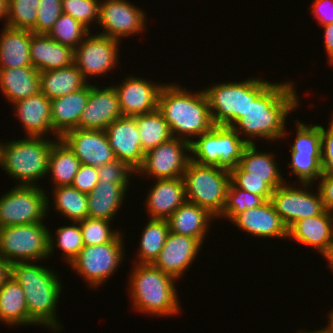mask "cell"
Listing matches in <instances>:
<instances>
[{
  "label": "cell",
  "mask_w": 333,
  "mask_h": 333,
  "mask_svg": "<svg viewBox=\"0 0 333 333\" xmlns=\"http://www.w3.org/2000/svg\"><path fill=\"white\" fill-rule=\"evenodd\" d=\"M298 98L292 82L271 83L253 102L249 101L244 116L232 127L240 136L246 135L248 144H255L252 139L256 136L271 142L283 139L287 137V116L298 108Z\"/></svg>",
  "instance_id": "obj_1"
},
{
  "label": "cell",
  "mask_w": 333,
  "mask_h": 333,
  "mask_svg": "<svg viewBox=\"0 0 333 333\" xmlns=\"http://www.w3.org/2000/svg\"><path fill=\"white\" fill-rule=\"evenodd\" d=\"M189 92L177 83L164 84L158 95L157 110L165 118L173 137L191 143L209 132L214 124L204 90Z\"/></svg>",
  "instance_id": "obj_2"
},
{
  "label": "cell",
  "mask_w": 333,
  "mask_h": 333,
  "mask_svg": "<svg viewBox=\"0 0 333 333\" xmlns=\"http://www.w3.org/2000/svg\"><path fill=\"white\" fill-rule=\"evenodd\" d=\"M56 273L49 267L34 264L33 261L11 264V277L24 291L28 316L37 325L58 332L63 326L56 316L62 285Z\"/></svg>",
  "instance_id": "obj_3"
},
{
  "label": "cell",
  "mask_w": 333,
  "mask_h": 333,
  "mask_svg": "<svg viewBox=\"0 0 333 333\" xmlns=\"http://www.w3.org/2000/svg\"><path fill=\"white\" fill-rule=\"evenodd\" d=\"M130 275L129 297L132 306L142 313L156 316H173L180 310L177 279L164 273L153 264H136ZM131 290V291H130Z\"/></svg>",
  "instance_id": "obj_4"
},
{
  "label": "cell",
  "mask_w": 333,
  "mask_h": 333,
  "mask_svg": "<svg viewBox=\"0 0 333 333\" xmlns=\"http://www.w3.org/2000/svg\"><path fill=\"white\" fill-rule=\"evenodd\" d=\"M19 140L2 142L0 166L19 185L36 186L37 180L48 174L51 148L55 140L41 136H25ZM46 138V139H45Z\"/></svg>",
  "instance_id": "obj_5"
},
{
  "label": "cell",
  "mask_w": 333,
  "mask_h": 333,
  "mask_svg": "<svg viewBox=\"0 0 333 333\" xmlns=\"http://www.w3.org/2000/svg\"><path fill=\"white\" fill-rule=\"evenodd\" d=\"M270 84V81L248 78L240 82L217 83L206 88L204 93L213 124L232 127L244 116L249 101L253 102Z\"/></svg>",
  "instance_id": "obj_6"
},
{
  "label": "cell",
  "mask_w": 333,
  "mask_h": 333,
  "mask_svg": "<svg viewBox=\"0 0 333 333\" xmlns=\"http://www.w3.org/2000/svg\"><path fill=\"white\" fill-rule=\"evenodd\" d=\"M186 200L207 209L217 219L226 202L230 171L190 160L183 175Z\"/></svg>",
  "instance_id": "obj_7"
},
{
  "label": "cell",
  "mask_w": 333,
  "mask_h": 333,
  "mask_svg": "<svg viewBox=\"0 0 333 333\" xmlns=\"http://www.w3.org/2000/svg\"><path fill=\"white\" fill-rule=\"evenodd\" d=\"M245 139L231 126L214 125L190 143L191 160L200 165L217 166L231 171L240 163Z\"/></svg>",
  "instance_id": "obj_8"
},
{
  "label": "cell",
  "mask_w": 333,
  "mask_h": 333,
  "mask_svg": "<svg viewBox=\"0 0 333 333\" xmlns=\"http://www.w3.org/2000/svg\"><path fill=\"white\" fill-rule=\"evenodd\" d=\"M49 230L41 223L0 228V257L10 265L49 258Z\"/></svg>",
  "instance_id": "obj_9"
},
{
  "label": "cell",
  "mask_w": 333,
  "mask_h": 333,
  "mask_svg": "<svg viewBox=\"0 0 333 333\" xmlns=\"http://www.w3.org/2000/svg\"><path fill=\"white\" fill-rule=\"evenodd\" d=\"M36 186L15 185L0 197V228L43 222L48 213L49 194Z\"/></svg>",
  "instance_id": "obj_10"
},
{
  "label": "cell",
  "mask_w": 333,
  "mask_h": 333,
  "mask_svg": "<svg viewBox=\"0 0 333 333\" xmlns=\"http://www.w3.org/2000/svg\"><path fill=\"white\" fill-rule=\"evenodd\" d=\"M120 232L111 242L101 245L84 246L70 263L73 271L83 276L90 287H99L114 274L122 263L125 248L123 233ZM101 284V285H100Z\"/></svg>",
  "instance_id": "obj_11"
},
{
  "label": "cell",
  "mask_w": 333,
  "mask_h": 333,
  "mask_svg": "<svg viewBox=\"0 0 333 333\" xmlns=\"http://www.w3.org/2000/svg\"><path fill=\"white\" fill-rule=\"evenodd\" d=\"M297 134L291 145V162L289 171L301 184H312L323 174L321 167L322 126L306 125L297 119Z\"/></svg>",
  "instance_id": "obj_12"
},
{
  "label": "cell",
  "mask_w": 333,
  "mask_h": 333,
  "mask_svg": "<svg viewBox=\"0 0 333 333\" xmlns=\"http://www.w3.org/2000/svg\"><path fill=\"white\" fill-rule=\"evenodd\" d=\"M187 152H190V142L172 137L146 151L143 164L136 173L152 176L156 180L183 177L191 160V154Z\"/></svg>",
  "instance_id": "obj_13"
},
{
  "label": "cell",
  "mask_w": 333,
  "mask_h": 333,
  "mask_svg": "<svg viewBox=\"0 0 333 333\" xmlns=\"http://www.w3.org/2000/svg\"><path fill=\"white\" fill-rule=\"evenodd\" d=\"M120 41L101 34L89 33L74 49L73 64L81 71L87 82L89 76H102L118 66Z\"/></svg>",
  "instance_id": "obj_14"
},
{
  "label": "cell",
  "mask_w": 333,
  "mask_h": 333,
  "mask_svg": "<svg viewBox=\"0 0 333 333\" xmlns=\"http://www.w3.org/2000/svg\"><path fill=\"white\" fill-rule=\"evenodd\" d=\"M303 188L284 183L275 190L271 202L288 229L297 221L321 214L325 209L318 188L316 194L309 192L312 184H301ZM307 188V189H306Z\"/></svg>",
  "instance_id": "obj_15"
},
{
  "label": "cell",
  "mask_w": 333,
  "mask_h": 333,
  "mask_svg": "<svg viewBox=\"0 0 333 333\" xmlns=\"http://www.w3.org/2000/svg\"><path fill=\"white\" fill-rule=\"evenodd\" d=\"M103 2V3H102ZM146 15L127 0H101L98 24L101 35L120 40L145 31Z\"/></svg>",
  "instance_id": "obj_16"
},
{
  "label": "cell",
  "mask_w": 333,
  "mask_h": 333,
  "mask_svg": "<svg viewBox=\"0 0 333 333\" xmlns=\"http://www.w3.org/2000/svg\"><path fill=\"white\" fill-rule=\"evenodd\" d=\"M61 139L73 151L80 164L99 167L116 160L104 130L72 129Z\"/></svg>",
  "instance_id": "obj_17"
},
{
  "label": "cell",
  "mask_w": 333,
  "mask_h": 333,
  "mask_svg": "<svg viewBox=\"0 0 333 333\" xmlns=\"http://www.w3.org/2000/svg\"><path fill=\"white\" fill-rule=\"evenodd\" d=\"M104 88L90 84L87 106L81 114L77 129L105 131L113 121L123 116L114 86Z\"/></svg>",
  "instance_id": "obj_18"
},
{
  "label": "cell",
  "mask_w": 333,
  "mask_h": 333,
  "mask_svg": "<svg viewBox=\"0 0 333 333\" xmlns=\"http://www.w3.org/2000/svg\"><path fill=\"white\" fill-rule=\"evenodd\" d=\"M110 147L117 160L137 171L143 164L145 152L141 147L135 117L122 116L105 130Z\"/></svg>",
  "instance_id": "obj_19"
},
{
  "label": "cell",
  "mask_w": 333,
  "mask_h": 333,
  "mask_svg": "<svg viewBox=\"0 0 333 333\" xmlns=\"http://www.w3.org/2000/svg\"><path fill=\"white\" fill-rule=\"evenodd\" d=\"M164 84L129 75L120 85H114L123 116H138L157 110L158 95Z\"/></svg>",
  "instance_id": "obj_20"
},
{
  "label": "cell",
  "mask_w": 333,
  "mask_h": 333,
  "mask_svg": "<svg viewBox=\"0 0 333 333\" xmlns=\"http://www.w3.org/2000/svg\"><path fill=\"white\" fill-rule=\"evenodd\" d=\"M201 246L196 238L169 232L153 265L178 280L194 262Z\"/></svg>",
  "instance_id": "obj_21"
},
{
  "label": "cell",
  "mask_w": 333,
  "mask_h": 333,
  "mask_svg": "<svg viewBox=\"0 0 333 333\" xmlns=\"http://www.w3.org/2000/svg\"><path fill=\"white\" fill-rule=\"evenodd\" d=\"M231 222L251 236L288 238V227L277 214L270 200L237 214Z\"/></svg>",
  "instance_id": "obj_22"
},
{
  "label": "cell",
  "mask_w": 333,
  "mask_h": 333,
  "mask_svg": "<svg viewBox=\"0 0 333 333\" xmlns=\"http://www.w3.org/2000/svg\"><path fill=\"white\" fill-rule=\"evenodd\" d=\"M288 238L313 247L325 258L333 249V213L324 210L295 222L288 229Z\"/></svg>",
  "instance_id": "obj_23"
},
{
  "label": "cell",
  "mask_w": 333,
  "mask_h": 333,
  "mask_svg": "<svg viewBox=\"0 0 333 333\" xmlns=\"http://www.w3.org/2000/svg\"><path fill=\"white\" fill-rule=\"evenodd\" d=\"M146 198L150 219L167 220L187 201L183 177L157 180Z\"/></svg>",
  "instance_id": "obj_24"
},
{
  "label": "cell",
  "mask_w": 333,
  "mask_h": 333,
  "mask_svg": "<svg viewBox=\"0 0 333 333\" xmlns=\"http://www.w3.org/2000/svg\"><path fill=\"white\" fill-rule=\"evenodd\" d=\"M273 155L257 151L256 144H248L243 150L239 165L230 171V177L265 178V182L275 190L287 181L282 177Z\"/></svg>",
  "instance_id": "obj_25"
},
{
  "label": "cell",
  "mask_w": 333,
  "mask_h": 333,
  "mask_svg": "<svg viewBox=\"0 0 333 333\" xmlns=\"http://www.w3.org/2000/svg\"><path fill=\"white\" fill-rule=\"evenodd\" d=\"M16 117L20 120L28 136L44 137L54 135L51 118V101L45 94L38 92L13 103Z\"/></svg>",
  "instance_id": "obj_26"
},
{
  "label": "cell",
  "mask_w": 333,
  "mask_h": 333,
  "mask_svg": "<svg viewBox=\"0 0 333 333\" xmlns=\"http://www.w3.org/2000/svg\"><path fill=\"white\" fill-rule=\"evenodd\" d=\"M90 94V83L71 94L51 101L52 128L56 139L78 126Z\"/></svg>",
  "instance_id": "obj_27"
},
{
  "label": "cell",
  "mask_w": 333,
  "mask_h": 333,
  "mask_svg": "<svg viewBox=\"0 0 333 333\" xmlns=\"http://www.w3.org/2000/svg\"><path fill=\"white\" fill-rule=\"evenodd\" d=\"M74 49L62 45L47 34L31 31L30 59L39 72L69 67L73 64Z\"/></svg>",
  "instance_id": "obj_28"
},
{
  "label": "cell",
  "mask_w": 333,
  "mask_h": 333,
  "mask_svg": "<svg viewBox=\"0 0 333 333\" xmlns=\"http://www.w3.org/2000/svg\"><path fill=\"white\" fill-rule=\"evenodd\" d=\"M213 219L216 217L207 209L186 201L167 221L170 232L196 238L202 244Z\"/></svg>",
  "instance_id": "obj_29"
},
{
  "label": "cell",
  "mask_w": 333,
  "mask_h": 333,
  "mask_svg": "<svg viewBox=\"0 0 333 333\" xmlns=\"http://www.w3.org/2000/svg\"><path fill=\"white\" fill-rule=\"evenodd\" d=\"M31 31L4 25L0 35V69L32 66Z\"/></svg>",
  "instance_id": "obj_30"
},
{
  "label": "cell",
  "mask_w": 333,
  "mask_h": 333,
  "mask_svg": "<svg viewBox=\"0 0 333 333\" xmlns=\"http://www.w3.org/2000/svg\"><path fill=\"white\" fill-rule=\"evenodd\" d=\"M0 88L13 104L40 92V72L33 66L0 69Z\"/></svg>",
  "instance_id": "obj_31"
},
{
  "label": "cell",
  "mask_w": 333,
  "mask_h": 333,
  "mask_svg": "<svg viewBox=\"0 0 333 333\" xmlns=\"http://www.w3.org/2000/svg\"><path fill=\"white\" fill-rule=\"evenodd\" d=\"M129 184L101 183L87 194L88 217L113 221L122 206Z\"/></svg>",
  "instance_id": "obj_32"
},
{
  "label": "cell",
  "mask_w": 333,
  "mask_h": 333,
  "mask_svg": "<svg viewBox=\"0 0 333 333\" xmlns=\"http://www.w3.org/2000/svg\"><path fill=\"white\" fill-rule=\"evenodd\" d=\"M0 322L19 326L37 325L29 316L24 291L21 285L9 277L0 288Z\"/></svg>",
  "instance_id": "obj_33"
},
{
  "label": "cell",
  "mask_w": 333,
  "mask_h": 333,
  "mask_svg": "<svg viewBox=\"0 0 333 333\" xmlns=\"http://www.w3.org/2000/svg\"><path fill=\"white\" fill-rule=\"evenodd\" d=\"M88 82L81 71L72 64L69 67L40 72V92L49 100L71 94L83 88Z\"/></svg>",
  "instance_id": "obj_34"
},
{
  "label": "cell",
  "mask_w": 333,
  "mask_h": 333,
  "mask_svg": "<svg viewBox=\"0 0 333 333\" xmlns=\"http://www.w3.org/2000/svg\"><path fill=\"white\" fill-rule=\"evenodd\" d=\"M79 166L80 161L73 151L61 138L57 139L52 145L48 163L54 187L71 186Z\"/></svg>",
  "instance_id": "obj_35"
},
{
  "label": "cell",
  "mask_w": 333,
  "mask_h": 333,
  "mask_svg": "<svg viewBox=\"0 0 333 333\" xmlns=\"http://www.w3.org/2000/svg\"><path fill=\"white\" fill-rule=\"evenodd\" d=\"M141 234L136 264H153L158 258L166 238L169 224L167 220L149 219Z\"/></svg>",
  "instance_id": "obj_36"
},
{
  "label": "cell",
  "mask_w": 333,
  "mask_h": 333,
  "mask_svg": "<svg viewBox=\"0 0 333 333\" xmlns=\"http://www.w3.org/2000/svg\"><path fill=\"white\" fill-rule=\"evenodd\" d=\"M144 152L170 140L173 136L163 115L155 110L151 113L134 116Z\"/></svg>",
  "instance_id": "obj_37"
},
{
  "label": "cell",
  "mask_w": 333,
  "mask_h": 333,
  "mask_svg": "<svg viewBox=\"0 0 333 333\" xmlns=\"http://www.w3.org/2000/svg\"><path fill=\"white\" fill-rule=\"evenodd\" d=\"M55 208L71 222H80L88 217V197L72 186L53 188Z\"/></svg>",
  "instance_id": "obj_38"
},
{
  "label": "cell",
  "mask_w": 333,
  "mask_h": 333,
  "mask_svg": "<svg viewBox=\"0 0 333 333\" xmlns=\"http://www.w3.org/2000/svg\"><path fill=\"white\" fill-rule=\"evenodd\" d=\"M49 232V256L54 253V246L59 247L64 253L63 258L65 257L67 264L71 263L72 260L78 255L81 249L84 247L81 229L79 227V222H74L70 226H61L55 230V236H51ZM56 239V243L54 240ZM56 244V245H55Z\"/></svg>",
  "instance_id": "obj_39"
},
{
  "label": "cell",
  "mask_w": 333,
  "mask_h": 333,
  "mask_svg": "<svg viewBox=\"0 0 333 333\" xmlns=\"http://www.w3.org/2000/svg\"><path fill=\"white\" fill-rule=\"evenodd\" d=\"M90 30L70 15L62 13L47 35L62 45L75 49Z\"/></svg>",
  "instance_id": "obj_40"
},
{
  "label": "cell",
  "mask_w": 333,
  "mask_h": 333,
  "mask_svg": "<svg viewBox=\"0 0 333 333\" xmlns=\"http://www.w3.org/2000/svg\"><path fill=\"white\" fill-rule=\"evenodd\" d=\"M40 0H7L4 25L32 31L35 28Z\"/></svg>",
  "instance_id": "obj_41"
},
{
  "label": "cell",
  "mask_w": 333,
  "mask_h": 333,
  "mask_svg": "<svg viewBox=\"0 0 333 333\" xmlns=\"http://www.w3.org/2000/svg\"><path fill=\"white\" fill-rule=\"evenodd\" d=\"M264 202L265 200L261 196L237 188L230 182L225 206L218 217L223 216V218H228L231 221L237 214L244 212L246 209L258 207Z\"/></svg>",
  "instance_id": "obj_42"
},
{
  "label": "cell",
  "mask_w": 333,
  "mask_h": 333,
  "mask_svg": "<svg viewBox=\"0 0 333 333\" xmlns=\"http://www.w3.org/2000/svg\"><path fill=\"white\" fill-rule=\"evenodd\" d=\"M111 221L87 217L79 222L84 246L111 242L120 232L110 228ZM115 230V231H114Z\"/></svg>",
  "instance_id": "obj_43"
},
{
  "label": "cell",
  "mask_w": 333,
  "mask_h": 333,
  "mask_svg": "<svg viewBox=\"0 0 333 333\" xmlns=\"http://www.w3.org/2000/svg\"><path fill=\"white\" fill-rule=\"evenodd\" d=\"M99 0H62V11L89 29V24L99 20Z\"/></svg>",
  "instance_id": "obj_44"
},
{
  "label": "cell",
  "mask_w": 333,
  "mask_h": 333,
  "mask_svg": "<svg viewBox=\"0 0 333 333\" xmlns=\"http://www.w3.org/2000/svg\"><path fill=\"white\" fill-rule=\"evenodd\" d=\"M34 34H47L63 13L62 0H40Z\"/></svg>",
  "instance_id": "obj_45"
},
{
  "label": "cell",
  "mask_w": 333,
  "mask_h": 333,
  "mask_svg": "<svg viewBox=\"0 0 333 333\" xmlns=\"http://www.w3.org/2000/svg\"><path fill=\"white\" fill-rule=\"evenodd\" d=\"M99 182L109 184H129V176L136 173L127 163L113 160L97 167Z\"/></svg>",
  "instance_id": "obj_46"
},
{
  "label": "cell",
  "mask_w": 333,
  "mask_h": 333,
  "mask_svg": "<svg viewBox=\"0 0 333 333\" xmlns=\"http://www.w3.org/2000/svg\"><path fill=\"white\" fill-rule=\"evenodd\" d=\"M231 182L237 188L261 196L265 201L271 200L273 189L265 182V178L231 177Z\"/></svg>",
  "instance_id": "obj_47"
},
{
  "label": "cell",
  "mask_w": 333,
  "mask_h": 333,
  "mask_svg": "<svg viewBox=\"0 0 333 333\" xmlns=\"http://www.w3.org/2000/svg\"><path fill=\"white\" fill-rule=\"evenodd\" d=\"M99 182L97 167L80 164L71 186L80 192L90 193Z\"/></svg>",
  "instance_id": "obj_48"
},
{
  "label": "cell",
  "mask_w": 333,
  "mask_h": 333,
  "mask_svg": "<svg viewBox=\"0 0 333 333\" xmlns=\"http://www.w3.org/2000/svg\"><path fill=\"white\" fill-rule=\"evenodd\" d=\"M326 130L322 126L321 167L323 172H333V117Z\"/></svg>",
  "instance_id": "obj_49"
},
{
  "label": "cell",
  "mask_w": 333,
  "mask_h": 333,
  "mask_svg": "<svg viewBox=\"0 0 333 333\" xmlns=\"http://www.w3.org/2000/svg\"><path fill=\"white\" fill-rule=\"evenodd\" d=\"M318 181L324 209L333 213V172H323Z\"/></svg>",
  "instance_id": "obj_50"
},
{
  "label": "cell",
  "mask_w": 333,
  "mask_h": 333,
  "mask_svg": "<svg viewBox=\"0 0 333 333\" xmlns=\"http://www.w3.org/2000/svg\"><path fill=\"white\" fill-rule=\"evenodd\" d=\"M312 14L321 26L333 23V0H315L312 3Z\"/></svg>",
  "instance_id": "obj_51"
},
{
  "label": "cell",
  "mask_w": 333,
  "mask_h": 333,
  "mask_svg": "<svg viewBox=\"0 0 333 333\" xmlns=\"http://www.w3.org/2000/svg\"><path fill=\"white\" fill-rule=\"evenodd\" d=\"M324 29V48L328 55L329 64L333 65V23L322 26Z\"/></svg>",
  "instance_id": "obj_52"
},
{
  "label": "cell",
  "mask_w": 333,
  "mask_h": 333,
  "mask_svg": "<svg viewBox=\"0 0 333 333\" xmlns=\"http://www.w3.org/2000/svg\"><path fill=\"white\" fill-rule=\"evenodd\" d=\"M11 276V265L0 257V288Z\"/></svg>",
  "instance_id": "obj_53"
},
{
  "label": "cell",
  "mask_w": 333,
  "mask_h": 333,
  "mask_svg": "<svg viewBox=\"0 0 333 333\" xmlns=\"http://www.w3.org/2000/svg\"><path fill=\"white\" fill-rule=\"evenodd\" d=\"M7 14V0H0V20L2 18L6 19Z\"/></svg>",
  "instance_id": "obj_54"
},
{
  "label": "cell",
  "mask_w": 333,
  "mask_h": 333,
  "mask_svg": "<svg viewBox=\"0 0 333 333\" xmlns=\"http://www.w3.org/2000/svg\"><path fill=\"white\" fill-rule=\"evenodd\" d=\"M328 319H329L328 326L326 325L324 329L329 333H333V309L329 311Z\"/></svg>",
  "instance_id": "obj_55"
},
{
  "label": "cell",
  "mask_w": 333,
  "mask_h": 333,
  "mask_svg": "<svg viewBox=\"0 0 333 333\" xmlns=\"http://www.w3.org/2000/svg\"><path fill=\"white\" fill-rule=\"evenodd\" d=\"M325 259L328 261V267H330V269H333V249L331 250V252L325 257ZM333 271V270H332Z\"/></svg>",
  "instance_id": "obj_56"
},
{
  "label": "cell",
  "mask_w": 333,
  "mask_h": 333,
  "mask_svg": "<svg viewBox=\"0 0 333 333\" xmlns=\"http://www.w3.org/2000/svg\"><path fill=\"white\" fill-rule=\"evenodd\" d=\"M298 333V332H297ZM299 333H329L328 331H326L324 328L322 329H320V330H317V331H311V332H308V331H303L302 330V332L301 331H299Z\"/></svg>",
  "instance_id": "obj_57"
},
{
  "label": "cell",
  "mask_w": 333,
  "mask_h": 333,
  "mask_svg": "<svg viewBox=\"0 0 333 333\" xmlns=\"http://www.w3.org/2000/svg\"><path fill=\"white\" fill-rule=\"evenodd\" d=\"M1 146H2V143H0V157H1Z\"/></svg>",
  "instance_id": "obj_58"
}]
</instances>
